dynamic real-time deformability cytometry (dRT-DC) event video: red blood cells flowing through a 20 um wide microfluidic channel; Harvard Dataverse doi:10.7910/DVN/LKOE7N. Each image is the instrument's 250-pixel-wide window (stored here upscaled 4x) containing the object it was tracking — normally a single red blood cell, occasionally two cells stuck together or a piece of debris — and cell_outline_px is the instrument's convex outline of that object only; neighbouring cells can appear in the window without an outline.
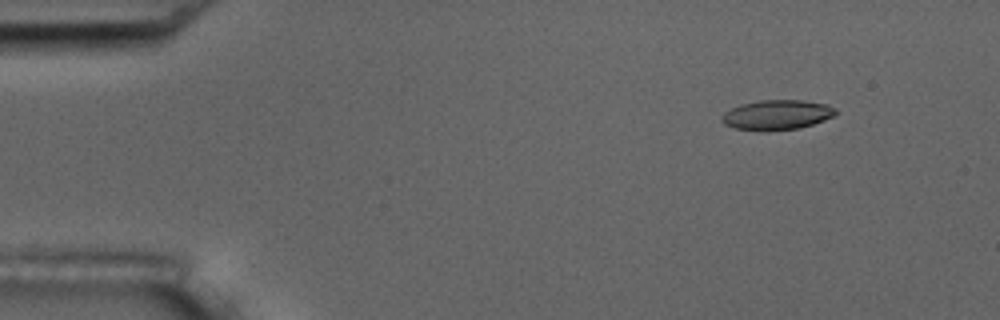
{"species": "common noctule bat (a hibernating species)", "species_latin": "Nyctalus noctula", "temperature_condition": "room temperature", "stored_images_in_passage": 5, "camera_frame_rate_fps": 3000, "um_per_image_px": 0.085, "animal": {"sex": "male", "body_mass_g": 17.5, "forearm_length_mm": 52.3}, "frame": {"image": 1, "passage_image": 2, "time_ms": 1.333, "image_size_px": [1000, 320], "cell_outline_px": [[836, 112], [832, 116], [824, 120], [800, 128], [768, 132], [760, 132], [736, 128], [724, 124], [720, 120], [724, 112], [740, 104], [760, 100], [804, 100], [828, 104], [836, 108]], "centroid_in_image_um": [66.02, 9.77], "position_along_channel_um": 19.0, "area_um2": 20.11}}
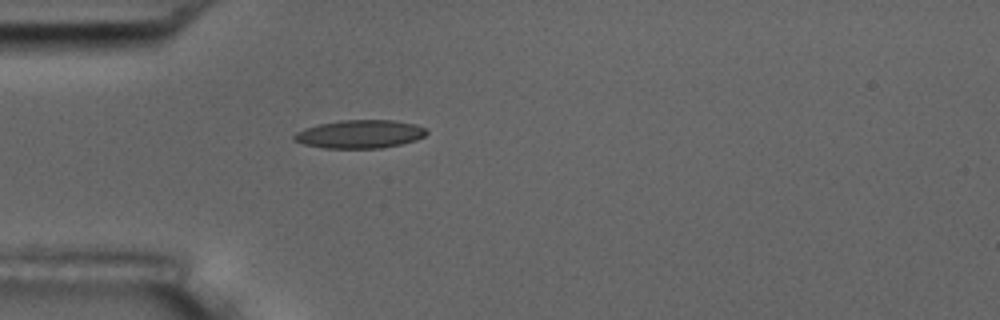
{"frame": {"image": 2, "passage_image": 5, "time_ms": 4.667, "image_size_px": [1000, 320], "cell_outline_px": [[428, 132], [424, 136], [416, 140], [400, 144], [380, 148], [324, 148], [304, 144], [292, 140], [292, 136], [296, 132], [304, 128], [320, 124], [340, 120], [392, 120], [416, 124], [424, 128]], "centroid_in_image_um": [30.56, 11.4], "position_along_channel_um": 54.4, "area_um2": 21.79}}